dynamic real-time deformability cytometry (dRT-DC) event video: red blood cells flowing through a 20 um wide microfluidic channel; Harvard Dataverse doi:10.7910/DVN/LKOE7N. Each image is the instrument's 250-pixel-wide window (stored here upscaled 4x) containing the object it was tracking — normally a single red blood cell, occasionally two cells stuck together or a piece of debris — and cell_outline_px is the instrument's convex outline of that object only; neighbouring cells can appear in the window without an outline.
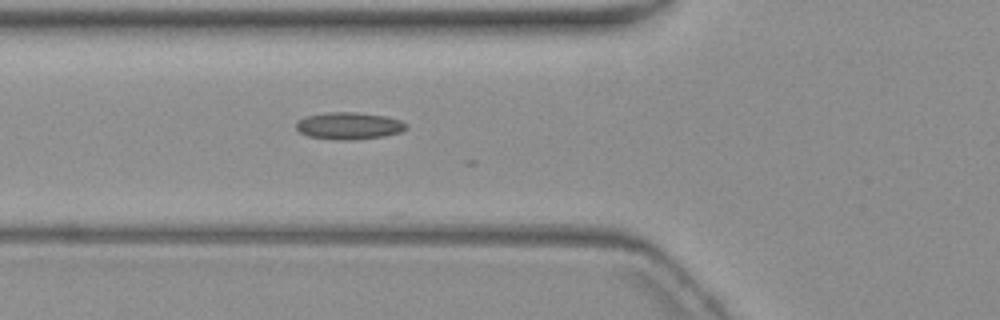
{"species": "common noctule bat (a hibernating species)", "species_latin": "Nyctalus noctula", "temperature_condition": "warm", "stored_images_in_passage": 6, "camera_frame_rate_fps": 3000, "um_per_image_px": 0.085, "animal": {"sex": "female", "body_mass_g": 19.3, "forearm_length_mm": 54.1}, "frame": {"image": 1, "passage_image": 6, "time_ms": 7.0, "image_size_px": [1000, 320], "cell_outline_px": [[408, 128], [400, 132], [384, 136], [352, 140], [332, 140], [308, 136], [300, 132], [296, 128], [296, 124], [304, 116], [328, 112], [356, 112], [384, 116], [400, 120], [408, 124]], "centroid_in_image_um": [29.66, 10.7], "position_along_channel_um": 96.1, "area_um2": 17.46}}